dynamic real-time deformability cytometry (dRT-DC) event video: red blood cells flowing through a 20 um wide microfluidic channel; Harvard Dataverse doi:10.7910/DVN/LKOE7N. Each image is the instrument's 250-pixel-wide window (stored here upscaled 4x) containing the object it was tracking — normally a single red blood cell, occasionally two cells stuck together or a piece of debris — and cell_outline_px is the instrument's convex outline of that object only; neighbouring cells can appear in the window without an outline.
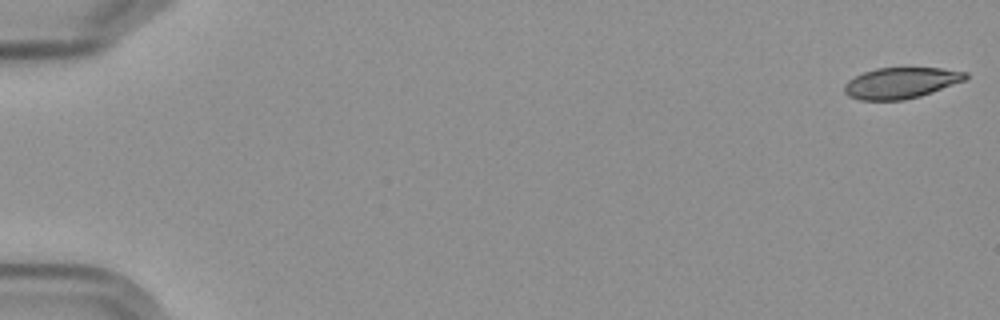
{"species": "Egyptian fruit bat (a non-hibernating species)", "species_latin": "Rousettus aegyptiacus", "temperature_condition": "cold", "stored_images_in_passage": 7, "camera_frame_rate_fps": 3000, "um_per_image_px": 0.085, "frame": {"image": 1, "passage_image": 1, "time_ms": 0.0, "image_size_px": [1000, 320], "cell_outline_px": [[968, 76], [964, 80], [920, 96], [904, 100], [860, 100], [848, 96], [844, 92], [844, 84], [848, 80], [864, 72], [876, 68], [940, 68], [968, 72]], "centroid_in_image_um": [76.54, 7.05], "position_along_channel_um": 8.5, "area_um2": 21.73}}
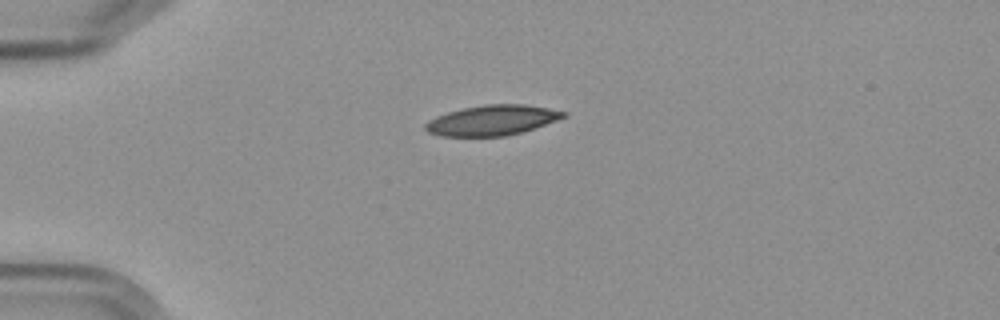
{"frame": {"image": 2, "passage_image": 5, "time_ms": 4.667, "image_size_px": [1000, 320], "cell_outline_px": [[568, 116], [508, 136], [440, 136], [428, 132], [424, 128], [424, 124], [428, 120], [436, 116], [448, 112], [464, 108], [484, 104], [524, 104], [548, 108], [568, 112]], "centroid_in_image_um": [41.81, 10.22], "position_along_channel_um": 43.2, "area_um2": 24.22}}
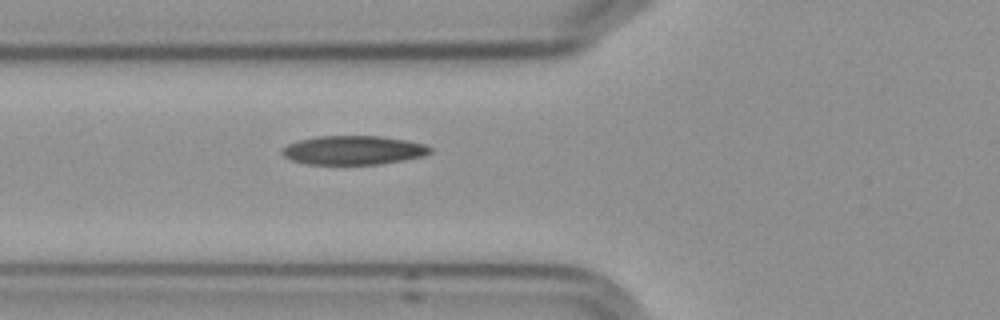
{"frame": {"image": 3, "passage_image": 7, "time_ms": 7.0, "image_size_px": [1000, 320], "cell_outline_px": [[432, 152], [424, 156], [380, 164], [308, 164], [292, 160], [284, 156], [280, 152], [280, 148], [288, 144], [300, 140], [320, 136], [380, 136], [408, 140], [424, 144], [432, 148]], "centroid_in_image_um": [30.04, 12.76], "position_along_channel_um": 95.8, "area_um2": 24.97}}